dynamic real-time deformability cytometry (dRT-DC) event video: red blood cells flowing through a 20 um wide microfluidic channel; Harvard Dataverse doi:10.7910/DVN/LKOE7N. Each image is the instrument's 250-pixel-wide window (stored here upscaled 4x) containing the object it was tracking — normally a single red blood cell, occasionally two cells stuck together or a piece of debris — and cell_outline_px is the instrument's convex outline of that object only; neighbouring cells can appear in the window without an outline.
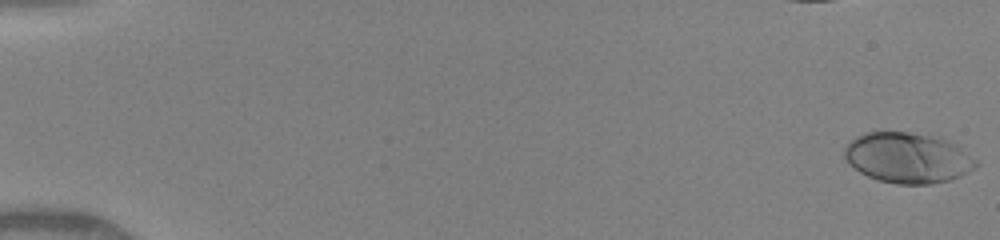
{"species": "human", "species_latin": "Homo sapiens", "temperature_condition": "warm", "stored_images_in_passage": 24, "camera_frame_rate_fps": 3000, "um_per_image_px": 0.085, "donor": {"sex": "female"}, "frame": {"image": 1, "passage_image": 1, "time_ms": 0.0, "image_size_px": [1000, 240], "cell_outline_px": [[976, 168], [960, 176], [948, 180], [932, 184], [896, 184], [880, 180], [868, 176], [860, 172], [848, 164], [844, 156], [844, 148], [856, 136], [864, 132], [908, 132], [940, 136], [976, 160]], "centroid_in_image_um": [77.11, 13.41], "position_along_channel_um": 7.9, "area_um2": 38.44}}
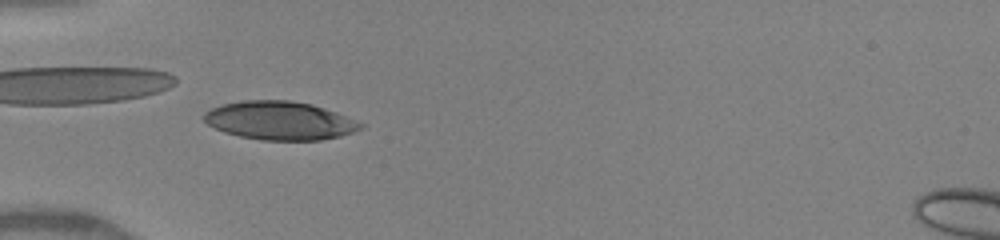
{"frame": {"image": 2, "passage_image": 22, "time_ms": 5.333, "image_size_px": [1000, 240], "cell_outline_px": [[364, 124], [360, 128], [352, 132], [340, 136], [320, 140], [260, 140], [240, 136], [224, 132], [208, 124], [204, 120], [204, 112], [212, 108], [224, 104], [244, 100], [288, 100], [312, 104], [336, 112]], "centroid_in_image_um": [23.76, 10.25], "position_along_channel_um": 61.2, "area_um2": 34.8}}